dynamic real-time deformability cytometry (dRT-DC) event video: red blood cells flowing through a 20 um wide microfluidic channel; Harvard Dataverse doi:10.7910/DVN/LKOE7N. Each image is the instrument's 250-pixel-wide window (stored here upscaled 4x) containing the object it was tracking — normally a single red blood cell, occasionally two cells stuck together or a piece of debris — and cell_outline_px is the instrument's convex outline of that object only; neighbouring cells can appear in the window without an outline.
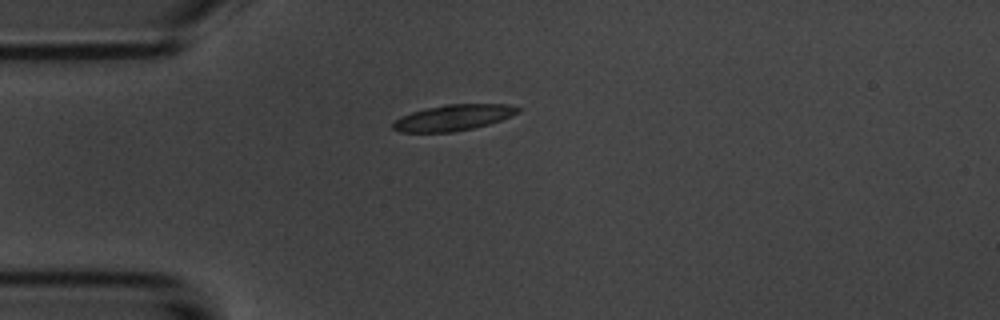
{"species": "common noctule bat (a hibernating species)", "species_latin": "Nyctalus noctula", "temperature_condition": "room temperature", "stored_images_in_passage": 1, "camera_frame_rate_fps": 3000, "um_per_image_px": 0.085, "animal": {"sex": "male", "body_mass_g": 20.1, "forearm_length_mm": 53.5}, "frame": {"image": 1, "passage_image": 1, "time_ms": 0.0, "image_size_px": [1000, 320], "cell_outline_px": [[524, 108], [520, 112], [512, 116], [488, 124], [472, 128], [452, 132], [400, 132], [392, 128], [392, 124], [400, 116], [412, 112], [444, 104], [508, 104]], "centroid_in_image_um": [38.57, 9.99], "position_along_channel_um": 46.4, "area_um2": 18.9}}